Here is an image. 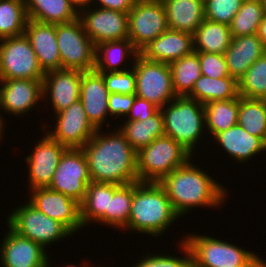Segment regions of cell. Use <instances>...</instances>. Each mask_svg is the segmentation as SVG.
I'll return each instance as SVG.
<instances>
[{
    "instance_id": "cell-47",
    "label": "cell",
    "mask_w": 266,
    "mask_h": 267,
    "mask_svg": "<svg viewBox=\"0 0 266 267\" xmlns=\"http://www.w3.org/2000/svg\"><path fill=\"white\" fill-rule=\"evenodd\" d=\"M257 36L262 41L263 45L266 48V14L262 21L260 22V25L258 27Z\"/></svg>"
},
{
    "instance_id": "cell-44",
    "label": "cell",
    "mask_w": 266,
    "mask_h": 267,
    "mask_svg": "<svg viewBox=\"0 0 266 267\" xmlns=\"http://www.w3.org/2000/svg\"><path fill=\"white\" fill-rule=\"evenodd\" d=\"M159 109L160 108H158L152 102L136 96L130 112L127 115V118H125L127 120L125 121H144L145 119L154 115Z\"/></svg>"
},
{
    "instance_id": "cell-18",
    "label": "cell",
    "mask_w": 266,
    "mask_h": 267,
    "mask_svg": "<svg viewBox=\"0 0 266 267\" xmlns=\"http://www.w3.org/2000/svg\"><path fill=\"white\" fill-rule=\"evenodd\" d=\"M7 229L0 245L2 267H48L49 256L41 245Z\"/></svg>"
},
{
    "instance_id": "cell-31",
    "label": "cell",
    "mask_w": 266,
    "mask_h": 267,
    "mask_svg": "<svg viewBox=\"0 0 266 267\" xmlns=\"http://www.w3.org/2000/svg\"><path fill=\"white\" fill-rule=\"evenodd\" d=\"M193 41L195 52L224 54L232 34L228 25L205 19L193 35Z\"/></svg>"
},
{
    "instance_id": "cell-10",
    "label": "cell",
    "mask_w": 266,
    "mask_h": 267,
    "mask_svg": "<svg viewBox=\"0 0 266 267\" xmlns=\"http://www.w3.org/2000/svg\"><path fill=\"white\" fill-rule=\"evenodd\" d=\"M45 73L25 34L0 39V79L41 80Z\"/></svg>"
},
{
    "instance_id": "cell-37",
    "label": "cell",
    "mask_w": 266,
    "mask_h": 267,
    "mask_svg": "<svg viewBox=\"0 0 266 267\" xmlns=\"http://www.w3.org/2000/svg\"><path fill=\"white\" fill-rule=\"evenodd\" d=\"M133 200V183L120 185L110 197L109 211H106L107 227L126 229Z\"/></svg>"
},
{
    "instance_id": "cell-23",
    "label": "cell",
    "mask_w": 266,
    "mask_h": 267,
    "mask_svg": "<svg viewBox=\"0 0 266 267\" xmlns=\"http://www.w3.org/2000/svg\"><path fill=\"white\" fill-rule=\"evenodd\" d=\"M266 53V48L257 34L232 37L224 53L230 77L237 81L251 65Z\"/></svg>"
},
{
    "instance_id": "cell-49",
    "label": "cell",
    "mask_w": 266,
    "mask_h": 267,
    "mask_svg": "<svg viewBox=\"0 0 266 267\" xmlns=\"http://www.w3.org/2000/svg\"><path fill=\"white\" fill-rule=\"evenodd\" d=\"M66 267H78L77 265H67ZM79 267H81V266H79ZM82 267H92V266H89L88 264H85V265H83L82 264Z\"/></svg>"
},
{
    "instance_id": "cell-11",
    "label": "cell",
    "mask_w": 266,
    "mask_h": 267,
    "mask_svg": "<svg viewBox=\"0 0 266 267\" xmlns=\"http://www.w3.org/2000/svg\"><path fill=\"white\" fill-rule=\"evenodd\" d=\"M91 182L87 158L82 148H68L63 153L48 188L81 203Z\"/></svg>"
},
{
    "instance_id": "cell-32",
    "label": "cell",
    "mask_w": 266,
    "mask_h": 267,
    "mask_svg": "<svg viewBox=\"0 0 266 267\" xmlns=\"http://www.w3.org/2000/svg\"><path fill=\"white\" fill-rule=\"evenodd\" d=\"M204 111L205 131L214 137L237 124L239 97L209 102L204 104Z\"/></svg>"
},
{
    "instance_id": "cell-14",
    "label": "cell",
    "mask_w": 266,
    "mask_h": 267,
    "mask_svg": "<svg viewBox=\"0 0 266 267\" xmlns=\"http://www.w3.org/2000/svg\"><path fill=\"white\" fill-rule=\"evenodd\" d=\"M82 10L78 18L94 45L128 38V13L99 7Z\"/></svg>"
},
{
    "instance_id": "cell-4",
    "label": "cell",
    "mask_w": 266,
    "mask_h": 267,
    "mask_svg": "<svg viewBox=\"0 0 266 267\" xmlns=\"http://www.w3.org/2000/svg\"><path fill=\"white\" fill-rule=\"evenodd\" d=\"M160 110L164 119L165 135L195 155L193 151L206 132L204 105L187 96H177Z\"/></svg>"
},
{
    "instance_id": "cell-9",
    "label": "cell",
    "mask_w": 266,
    "mask_h": 267,
    "mask_svg": "<svg viewBox=\"0 0 266 267\" xmlns=\"http://www.w3.org/2000/svg\"><path fill=\"white\" fill-rule=\"evenodd\" d=\"M136 78L135 95L164 107L177 96L172 85L169 64L150 61L138 55L132 62Z\"/></svg>"
},
{
    "instance_id": "cell-40",
    "label": "cell",
    "mask_w": 266,
    "mask_h": 267,
    "mask_svg": "<svg viewBox=\"0 0 266 267\" xmlns=\"http://www.w3.org/2000/svg\"><path fill=\"white\" fill-rule=\"evenodd\" d=\"M244 0H204L205 19L230 25Z\"/></svg>"
},
{
    "instance_id": "cell-45",
    "label": "cell",
    "mask_w": 266,
    "mask_h": 267,
    "mask_svg": "<svg viewBox=\"0 0 266 267\" xmlns=\"http://www.w3.org/2000/svg\"><path fill=\"white\" fill-rule=\"evenodd\" d=\"M135 2L136 0H93V6L129 13Z\"/></svg>"
},
{
    "instance_id": "cell-1",
    "label": "cell",
    "mask_w": 266,
    "mask_h": 267,
    "mask_svg": "<svg viewBox=\"0 0 266 267\" xmlns=\"http://www.w3.org/2000/svg\"><path fill=\"white\" fill-rule=\"evenodd\" d=\"M102 129L82 147L87 158L92 182L118 185L138 182L137 152L116 126L112 133Z\"/></svg>"
},
{
    "instance_id": "cell-3",
    "label": "cell",
    "mask_w": 266,
    "mask_h": 267,
    "mask_svg": "<svg viewBox=\"0 0 266 267\" xmlns=\"http://www.w3.org/2000/svg\"><path fill=\"white\" fill-rule=\"evenodd\" d=\"M179 216L158 182H133V200L126 231L163 236Z\"/></svg>"
},
{
    "instance_id": "cell-24",
    "label": "cell",
    "mask_w": 266,
    "mask_h": 267,
    "mask_svg": "<svg viewBox=\"0 0 266 267\" xmlns=\"http://www.w3.org/2000/svg\"><path fill=\"white\" fill-rule=\"evenodd\" d=\"M219 146L222 147L238 163L248 162L255 158V155L266 151V143L257 136H253L245 131L239 124L216 134L212 137Z\"/></svg>"
},
{
    "instance_id": "cell-36",
    "label": "cell",
    "mask_w": 266,
    "mask_h": 267,
    "mask_svg": "<svg viewBox=\"0 0 266 267\" xmlns=\"http://www.w3.org/2000/svg\"><path fill=\"white\" fill-rule=\"evenodd\" d=\"M265 14L262 0H244L229 25L232 37L257 34Z\"/></svg>"
},
{
    "instance_id": "cell-16",
    "label": "cell",
    "mask_w": 266,
    "mask_h": 267,
    "mask_svg": "<svg viewBox=\"0 0 266 267\" xmlns=\"http://www.w3.org/2000/svg\"><path fill=\"white\" fill-rule=\"evenodd\" d=\"M29 191L31 196L28 201L45 215L62 223L72 234L84 228L80 203L76 200L50 188Z\"/></svg>"
},
{
    "instance_id": "cell-51",
    "label": "cell",
    "mask_w": 266,
    "mask_h": 267,
    "mask_svg": "<svg viewBox=\"0 0 266 267\" xmlns=\"http://www.w3.org/2000/svg\"><path fill=\"white\" fill-rule=\"evenodd\" d=\"M263 1V5H264V8H265V13H266V0H262Z\"/></svg>"
},
{
    "instance_id": "cell-7",
    "label": "cell",
    "mask_w": 266,
    "mask_h": 267,
    "mask_svg": "<svg viewBox=\"0 0 266 267\" xmlns=\"http://www.w3.org/2000/svg\"><path fill=\"white\" fill-rule=\"evenodd\" d=\"M6 220V225L13 231L45 250L51 243L73 235L62 223L45 215L29 201L13 210Z\"/></svg>"
},
{
    "instance_id": "cell-25",
    "label": "cell",
    "mask_w": 266,
    "mask_h": 267,
    "mask_svg": "<svg viewBox=\"0 0 266 267\" xmlns=\"http://www.w3.org/2000/svg\"><path fill=\"white\" fill-rule=\"evenodd\" d=\"M170 30L194 35L205 20L204 0H161Z\"/></svg>"
},
{
    "instance_id": "cell-28",
    "label": "cell",
    "mask_w": 266,
    "mask_h": 267,
    "mask_svg": "<svg viewBox=\"0 0 266 267\" xmlns=\"http://www.w3.org/2000/svg\"><path fill=\"white\" fill-rule=\"evenodd\" d=\"M25 6L28 19L40 23H68L79 15L69 0H25Z\"/></svg>"
},
{
    "instance_id": "cell-34",
    "label": "cell",
    "mask_w": 266,
    "mask_h": 267,
    "mask_svg": "<svg viewBox=\"0 0 266 267\" xmlns=\"http://www.w3.org/2000/svg\"><path fill=\"white\" fill-rule=\"evenodd\" d=\"M237 124L266 143V100L239 96Z\"/></svg>"
},
{
    "instance_id": "cell-43",
    "label": "cell",
    "mask_w": 266,
    "mask_h": 267,
    "mask_svg": "<svg viewBox=\"0 0 266 267\" xmlns=\"http://www.w3.org/2000/svg\"><path fill=\"white\" fill-rule=\"evenodd\" d=\"M135 94L110 93L108 98L109 116L127 117L135 101ZM121 116V117H120Z\"/></svg>"
},
{
    "instance_id": "cell-27",
    "label": "cell",
    "mask_w": 266,
    "mask_h": 267,
    "mask_svg": "<svg viewBox=\"0 0 266 267\" xmlns=\"http://www.w3.org/2000/svg\"><path fill=\"white\" fill-rule=\"evenodd\" d=\"M139 51L134 47L129 38L123 40L104 41L95 45V66L97 72H121L126 71L123 68L126 57L135 58ZM123 65V66H121ZM121 66V67H119ZM121 68V69H120ZM123 68V69H122Z\"/></svg>"
},
{
    "instance_id": "cell-33",
    "label": "cell",
    "mask_w": 266,
    "mask_h": 267,
    "mask_svg": "<svg viewBox=\"0 0 266 267\" xmlns=\"http://www.w3.org/2000/svg\"><path fill=\"white\" fill-rule=\"evenodd\" d=\"M172 74V85L176 96H188L195 82L202 75L198 52L183 56L169 64Z\"/></svg>"
},
{
    "instance_id": "cell-5",
    "label": "cell",
    "mask_w": 266,
    "mask_h": 267,
    "mask_svg": "<svg viewBox=\"0 0 266 267\" xmlns=\"http://www.w3.org/2000/svg\"><path fill=\"white\" fill-rule=\"evenodd\" d=\"M192 255L193 267L262 266L266 260L236 244L203 235L183 238Z\"/></svg>"
},
{
    "instance_id": "cell-50",
    "label": "cell",
    "mask_w": 266,
    "mask_h": 267,
    "mask_svg": "<svg viewBox=\"0 0 266 267\" xmlns=\"http://www.w3.org/2000/svg\"><path fill=\"white\" fill-rule=\"evenodd\" d=\"M233 267H261V266H233Z\"/></svg>"
},
{
    "instance_id": "cell-15",
    "label": "cell",
    "mask_w": 266,
    "mask_h": 267,
    "mask_svg": "<svg viewBox=\"0 0 266 267\" xmlns=\"http://www.w3.org/2000/svg\"><path fill=\"white\" fill-rule=\"evenodd\" d=\"M44 135L35 144L32 153L25 158V162L29 166V178L27 180L29 190L48 188L50 186L60 159L68 149L54 140L48 133H44Z\"/></svg>"
},
{
    "instance_id": "cell-46",
    "label": "cell",
    "mask_w": 266,
    "mask_h": 267,
    "mask_svg": "<svg viewBox=\"0 0 266 267\" xmlns=\"http://www.w3.org/2000/svg\"><path fill=\"white\" fill-rule=\"evenodd\" d=\"M69 1L78 12L84 8H89L93 5V0H69Z\"/></svg>"
},
{
    "instance_id": "cell-26",
    "label": "cell",
    "mask_w": 266,
    "mask_h": 267,
    "mask_svg": "<svg viewBox=\"0 0 266 267\" xmlns=\"http://www.w3.org/2000/svg\"><path fill=\"white\" fill-rule=\"evenodd\" d=\"M119 186L104 182H91L87 186L85 197L80 203V216L84 227L90 222L106 225V211H109L110 197H113Z\"/></svg>"
},
{
    "instance_id": "cell-30",
    "label": "cell",
    "mask_w": 266,
    "mask_h": 267,
    "mask_svg": "<svg viewBox=\"0 0 266 267\" xmlns=\"http://www.w3.org/2000/svg\"><path fill=\"white\" fill-rule=\"evenodd\" d=\"M200 103L229 100L239 97L238 81L233 77L212 78L201 75L187 96Z\"/></svg>"
},
{
    "instance_id": "cell-48",
    "label": "cell",
    "mask_w": 266,
    "mask_h": 267,
    "mask_svg": "<svg viewBox=\"0 0 266 267\" xmlns=\"http://www.w3.org/2000/svg\"><path fill=\"white\" fill-rule=\"evenodd\" d=\"M5 120H4V118H3V116H0V141H1V139L3 138V133L5 132Z\"/></svg>"
},
{
    "instance_id": "cell-29",
    "label": "cell",
    "mask_w": 266,
    "mask_h": 267,
    "mask_svg": "<svg viewBox=\"0 0 266 267\" xmlns=\"http://www.w3.org/2000/svg\"><path fill=\"white\" fill-rule=\"evenodd\" d=\"M118 128L136 152L148 146L154 139L165 135L164 119L160 109L144 121H125Z\"/></svg>"
},
{
    "instance_id": "cell-8",
    "label": "cell",
    "mask_w": 266,
    "mask_h": 267,
    "mask_svg": "<svg viewBox=\"0 0 266 267\" xmlns=\"http://www.w3.org/2000/svg\"><path fill=\"white\" fill-rule=\"evenodd\" d=\"M56 36L61 69L82 72L94 70L95 45L84 31L79 18L56 24Z\"/></svg>"
},
{
    "instance_id": "cell-2",
    "label": "cell",
    "mask_w": 266,
    "mask_h": 267,
    "mask_svg": "<svg viewBox=\"0 0 266 267\" xmlns=\"http://www.w3.org/2000/svg\"><path fill=\"white\" fill-rule=\"evenodd\" d=\"M192 160L193 158L158 182L179 217H183L195 207L219 208L229 196L226 187L214 180L207 171L191 163Z\"/></svg>"
},
{
    "instance_id": "cell-17",
    "label": "cell",
    "mask_w": 266,
    "mask_h": 267,
    "mask_svg": "<svg viewBox=\"0 0 266 267\" xmlns=\"http://www.w3.org/2000/svg\"><path fill=\"white\" fill-rule=\"evenodd\" d=\"M43 100V81L34 79H0V110L20 117L35 109ZM40 101V102H39Z\"/></svg>"
},
{
    "instance_id": "cell-38",
    "label": "cell",
    "mask_w": 266,
    "mask_h": 267,
    "mask_svg": "<svg viewBox=\"0 0 266 267\" xmlns=\"http://www.w3.org/2000/svg\"><path fill=\"white\" fill-rule=\"evenodd\" d=\"M240 97L266 100V53L238 80Z\"/></svg>"
},
{
    "instance_id": "cell-20",
    "label": "cell",
    "mask_w": 266,
    "mask_h": 267,
    "mask_svg": "<svg viewBox=\"0 0 266 267\" xmlns=\"http://www.w3.org/2000/svg\"><path fill=\"white\" fill-rule=\"evenodd\" d=\"M107 90L103 76L95 70L82 72L80 84V100L91 124L102 129L106 118H109Z\"/></svg>"
},
{
    "instance_id": "cell-22",
    "label": "cell",
    "mask_w": 266,
    "mask_h": 267,
    "mask_svg": "<svg viewBox=\"0 0 266 267\" xmlns=\"http://www.w3.org/2000/svg\"><path fill=\"white\" fill-rule=\"evenodd\" d=\"M24 34L29 39L44 73L61 69L56 24L40 23L28 19Z\"/></svg>"
},
{
    "instance_id": "cell-6",
    "label": "cell",
    "mask_w": 266,
    "mask_h": 267,
    "mask_svg": "<svg viewBox=\"0 0 266 267\" xmlns=\"http://www.w3.org/2000/svg\"><path fill=\"white\" fill-rule=\"evenodd\" d=\"M192 157V154L173 138L166 135L156 138L137 152L138 180L159 182Z\"/></svg>"
},
{
    "instance_id": "cell-21",
    "label": "cell",
    "mask_w": 266,
    "mask_h": 267,
    "mask_svg": "<svg viewBox=\"0 0 266 267\" xmlns=\"http://www.w3.org/2000/svg\"><path fill=\"white\" fill-rule=\"evenodd\" d=\"M193 51L192 34L168 29L144 46L139 55L150 61L170 64Z\"/></svg>"
},
{
    "instance_id": "cell-12",
    "label": "cell",
    "mask_w": 266,
    "mask_h": 267,
    "mask_svg": "<svg viewBox=\"0 0 266 267\" xmlns=\"http://www.w3.org/2000/svg\"><path fill=\"white\" fill-rule=\"evenodd\" d=\"M168 29L161 0H136L128 13V38L138 51Z\"/></svg>"
},
{
    "instance_id": "cell-35",
    "label": "cell",
    "mask_w": 266,
    "mask_h": 267,
    "mask_svg": "<svg viewBox=\"0 0 266 267\" xmlns=\"http://www.w3.org/2000/svg\"><path fill=\"white\" fill-rule=\"evenodd\" d=\"M27 21L25 0H0V39L23 35Z\"/></svg>"
},
{
    "instance_id": "cell-42",
    "label": "cell",
    "mask_w": 266,
    "mask_h": 267,
    "mask_svg": "<svg viewBox=\"0 0 266 267\" xmlns=\"http://www.w3.org/2000/svg\"><path fill=\"white\" fill-rule=\"evenodd\" d=\"M201 74L212 78L230 77L224 54L198 52Z\"/></svg>"
},
{
    "instance_id": "cell-19",
    "label": "cell",
    "mask_w": 266,
    "mask_h": 267,
    "mask_svg": "<svg viewBox=\"0 0 266 267\" xmlns=\"http://www.w3.org/2000/svg\"><path fill=\"white\" fill-rule=\"evenodd\" d=\"M81 80L82 71L79 70L59 69L46 72L43 78V102L49 98L55 114L65 110L80 99Z\"/></svg>"
},
{
    "instance_id": "cell-13",
    "label": "cell",
    "mask_w": 266,
    "mask_h": 267,
    "mask_svg": "<svg viewBox=\"0 0 266 267\" xmlns=\"http://www.w3.org/2000/svg\"><path fill=\"white\" fill-rule=\"evenodd\" d=\"M55 116L54 129L46 132L66 148H82L97 131L80 99Z\"/></svg>"
},
{
    "instance_id": "cell-41",
    "label": "cell",
    "mask_w": 266,
    "mask_h": 267,
    "mask_svg": "<svg viewBox=\"0 0 266 267\" xmlns=\"http://www.w3.org/2000/svg\"><path fill=\"white\" fill-rule=\"evenodd\" d=\"M130 68L121 72H100L109 93L135 94V72L133 67Z\"/></svg>"
},
{
    "instance_id": "cell-39",
    "label": "cell",
    "mask_w": 266,
    "mask_h": 267,
    "mask_svg": "<svg viewBox=\"0 0 266 267\" xmlns=\"http://www.w3.org/2000/svg\"><path fill=\"white\" fill-rule=\"evenodd\" d=\"M180 252L184 254V258L164 254H147L134 264L132 267H193L192 255L188 245L182 240L180 241ZM183 251V252H182Z\"/></svg>"
}]
</instances>
